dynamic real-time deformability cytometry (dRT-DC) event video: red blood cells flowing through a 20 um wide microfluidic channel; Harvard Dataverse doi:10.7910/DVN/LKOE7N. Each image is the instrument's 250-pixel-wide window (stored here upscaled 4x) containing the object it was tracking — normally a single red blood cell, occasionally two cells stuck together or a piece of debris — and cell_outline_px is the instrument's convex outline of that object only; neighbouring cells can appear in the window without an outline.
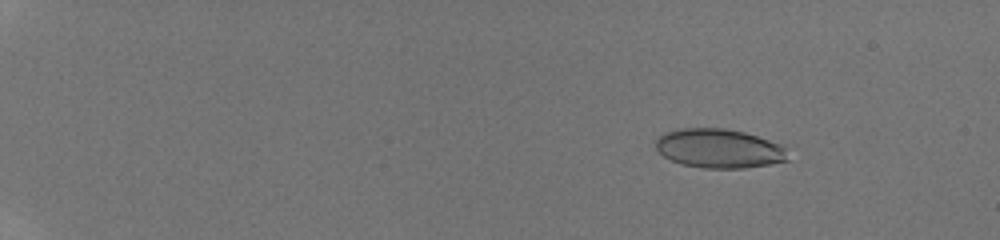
{"species": "human", "species_latin": "Homo sapiens", "temperature_condition": "room temperature", "stored_images_in_passage": 50, "camera_frame_rate_fps": 3000, "um_per_image_px": 0.085, "donor": {"sex": "male"}, "frame": {"image": 1, "passage_image": 9, "time_ms": 2.667, "image_size_px": [1000, 240], "cell_outline_px": [[788, 160], [768, 164], [744, 168], [704, 168], [680, 164], [664, 156], [656, 148], [656, 140], [664, 132], [680, 128], [724, 128], [744, 132], [780, 144], [784, 148]], "centroid_in_image_um": [61.08, 12.61], "position_along_channel_um": 23.9, "area_um2": 29.88}}
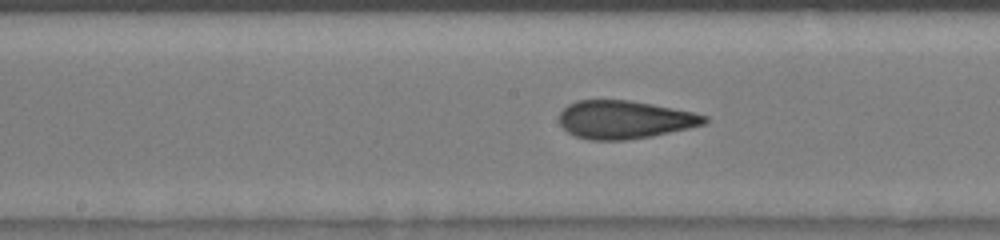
{"frame": {"image": 2, "passage_image": 32, "time_ms": 10.333, "image_size_px": [1000, 240], "cell_outline_px": [[708, 120], [704, 124], [688, 128], [652, 136], [624, 140], [588, 140], [576, 136], [568, 132], [560, 124], [560, 112], [568, 104], [576, 100], [628, 100], [652, 104], [696, 112], [708, 116]], "centroid_in_image_um": [53.1, 10.16], "position_along_channel_um": 195.1, "area_um2": 32.25}}
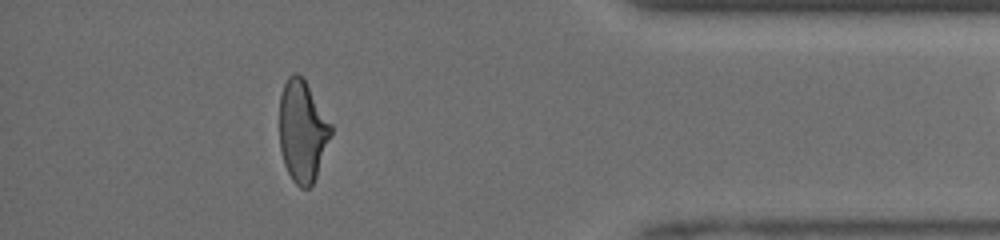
{"frame": {"image": 3, "passage_image": 49, "time_ms": 16.0, "image_size_px": [1000, 240], "cell_outline_px": [[332, 132], [316, 176], [312, 184], [308, 188], [300, 188], [292, 180], [284, 164], [280, 148], [280, 96], [284, 84], [288, 76], [296, 72], [304, 76], [332, 124]], "centroid_in_image_um": [25.71, 11.09], "position_along_channel_um": 409.5, "area_um2": 30.63}}